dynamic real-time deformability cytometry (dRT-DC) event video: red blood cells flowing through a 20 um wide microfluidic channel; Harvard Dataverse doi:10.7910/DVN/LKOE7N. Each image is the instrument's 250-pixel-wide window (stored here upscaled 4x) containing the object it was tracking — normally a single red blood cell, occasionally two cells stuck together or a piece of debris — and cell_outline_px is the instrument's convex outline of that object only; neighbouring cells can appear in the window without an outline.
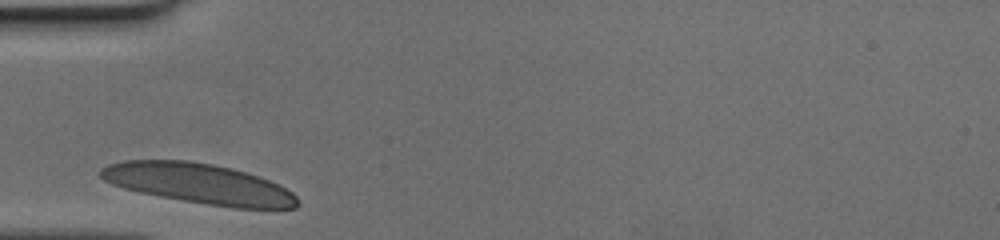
{"species": "human", "species_latin": "Homo sapiens", "temperature_condition": "cold", "stored_images_in_passage": 24, "camera_frame_rate_fps": 3000, "um_per_image_px": 0.085, "donor": {"sex": "female"}, "frame": {"image": 1, "passage_image": 1, "time_ms": 0.0, "image_size_px": [1000, 240], "cell_outline_px": [[300, 204], [296, 208], [232, 208], [160, 196], [140, 192], [124, 188], [112, 184], [104, 180], [100, 176], [100, 168], [108, 164], [124, 160], [188, 160], [212, 164], [232, 168], [268, 180], [292, 192], [296, 196]], "centroid_in_image_um": [16.89, 15.6], "position_along_channel_um": 68.1, "area_um2": 45.72}}
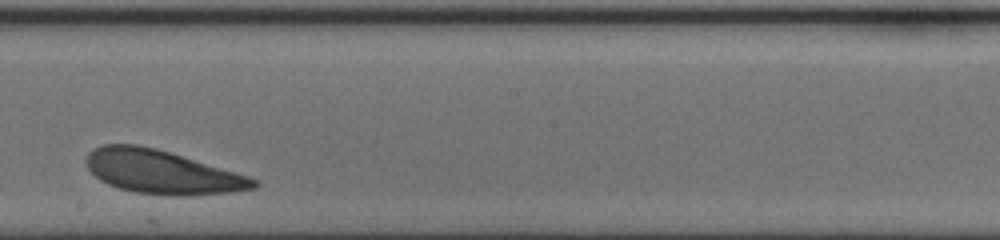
{"frame": {"image": 2, "passage_image": 14, "time_ms": 4.333, "image_size_px": [1000, 240], "cell_outline_px": [[260, 184], [256, 188], [228, 192], [188, 196], [176, 196], [136, 192], [120, 188], [108, 184], [100, 180], [88, 168], [84, 160], [88, 152], [92, 148], [100, 144], [136, 144], [156, 148], [248, 176], [256, 180]], "centroid_in_image_um": [13.71, 14.61], "position_along_channel_um": 234.5, "area_um2": 42.31}}
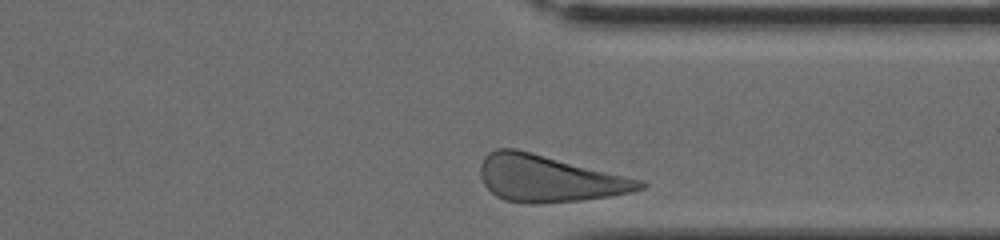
{"frame": {"image": 3, "passage_image": 24, "time_ms": 7.667, "image_size_px": [1000, 240], "cell_outline_px": [[648, 184], [644, 188], [628, 192], [608, 196], [580, 200], [536, 204], [528, 204], [504, 200], [496, 196], [484, 184], [480, 176], [480, 164], [484, 156], [488, 152], [496, 148], [516, 148], [644, 180]], "centroid_in_image_um": [46.63, 15.16], "position_along_channel_um": 364.8, "area_um2": 43.52}}